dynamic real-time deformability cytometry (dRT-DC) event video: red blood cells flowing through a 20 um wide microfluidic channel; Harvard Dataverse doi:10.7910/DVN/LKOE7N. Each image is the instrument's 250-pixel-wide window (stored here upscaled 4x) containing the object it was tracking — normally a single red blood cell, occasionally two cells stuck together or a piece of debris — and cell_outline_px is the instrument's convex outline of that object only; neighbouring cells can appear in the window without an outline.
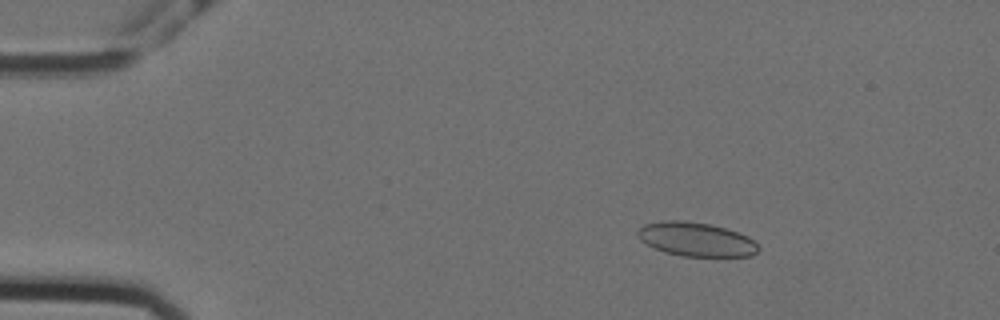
{"species": "Egyptian fruit bat (a non-hibernating species)", "species_latin": "Rousettus aegyptiacus", "temperature_condition": "cold", "stored_images_in_passage": 50, "camera_frame_rate_fps": 3000, "um_per_image_px": 0.085, "animal": {"sex": "female"}, "frame": {"image": 1, "passage_image": 2, "time_ms": 0.333, "image_size_px": [1000, 320], "cell_outline_px": [[760, 248], [752, 256], [684, 256], [664, 252], [640, 240], [636, 232], [644, 224], [664, 220], [684, 220], [712, 224], [748, 236]], "centroid_in_image_um": [59.16, 20.33], "position_along_channel_um": 25.8, "area_um2": 23.76}}
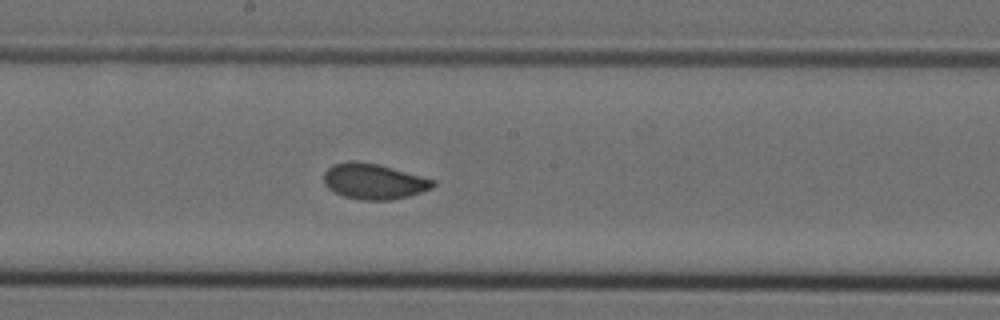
{"frame": {"image": 2, "passage_image": 24, "time_ms": 7.667, "image_size_px": [1000, 320], "cell_outline_px": [[436, 184], [432, 188], [408, 196], [392, 200], [360, 200], [344, 196], [328, 188], [324, 184], [324, 172], [332, 164], [348, 160], [356, 160], [380, 164], [436, 180]], "centroid_in_image_um": [31.77, 15.4], "position_along_channel_um": 216.4, "area_um2": 22.89}}
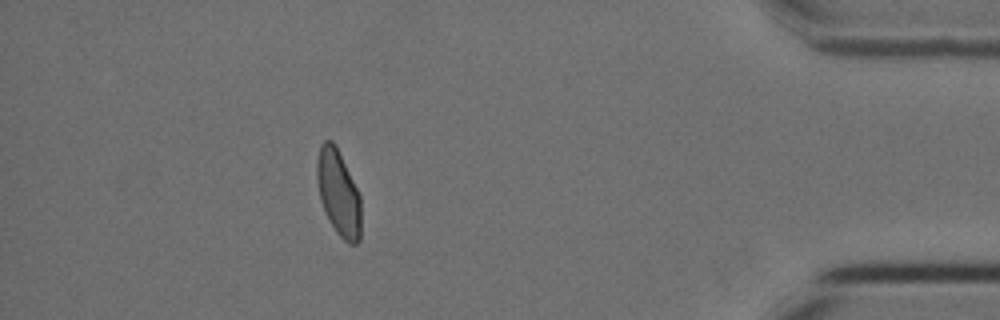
{"frame": {"image": 3, "passage_image": 44, "time_ms": 14.333, "image_size_px": [1000, 320], "cell_outline_px": [[360, 240], [356, 244], [348, 244], [336, 232], [324, 212], [320, 200], [316, 180], [316, 160], [320, 144], [324, 140], [332, 140], [336, 144], [360, 196]], "centroid_in_image_um": [28.74, 16.38], "position_along_channel_um": 406.5, "area_um2": 22.25}, "authors_computed_cell_mechanics": {"area_um2": 22.542, "velocity_mm_per_s": 3.5658, "shape_relaxation_time_tau1_ms": null, "shape_relaxation_time_tau2_ms": 0.8102, "deformation_change_tau1": null, "deformation_change_tau2": 0.0557}}